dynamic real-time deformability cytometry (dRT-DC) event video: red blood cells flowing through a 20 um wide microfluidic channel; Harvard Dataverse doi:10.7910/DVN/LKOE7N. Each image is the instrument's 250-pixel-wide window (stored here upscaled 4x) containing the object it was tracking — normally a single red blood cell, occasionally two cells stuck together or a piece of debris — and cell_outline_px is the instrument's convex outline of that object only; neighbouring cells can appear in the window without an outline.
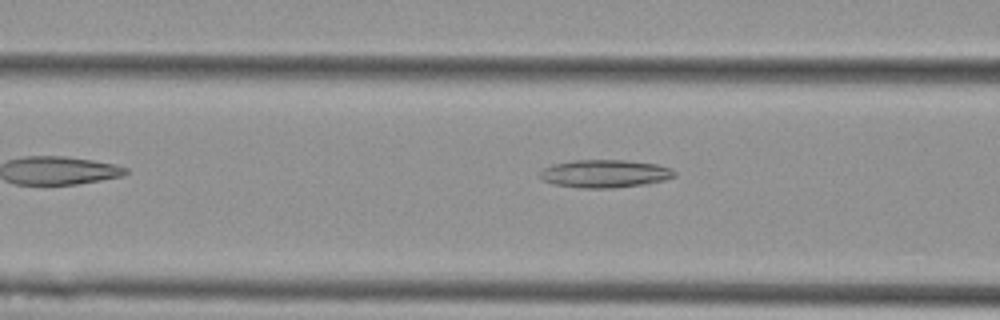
{"species": "Egyptian fruit bat (a non-hibernating species)", "species_latin": "Rousettus aegyptiacus", "temperature_condition": "cold", "stored_images_in_passage": 37, "camera_frame_rate_fps": 3000, "um_per_image_px": 0.085, "animal": {"sex": "female"}, "frame": {"image": 1, "passage_image": 4, "time_ms": 1.0, "image_size_px": [1000, 320], "cell_outline_px": [[676, 176], [664, 180], [648, 184], [612, 188], [580, 188], [552, 184], [544, 180], [540, 176], [540, 172], [544, 168], [552, 164], [572, 160], [624, 160], [656, 164], [672, 168], [676, 172]], "centroid_in_image_um": [51.43, 14.76], "position_along_channel_um": 115.2, "area_um2": 22.02}}
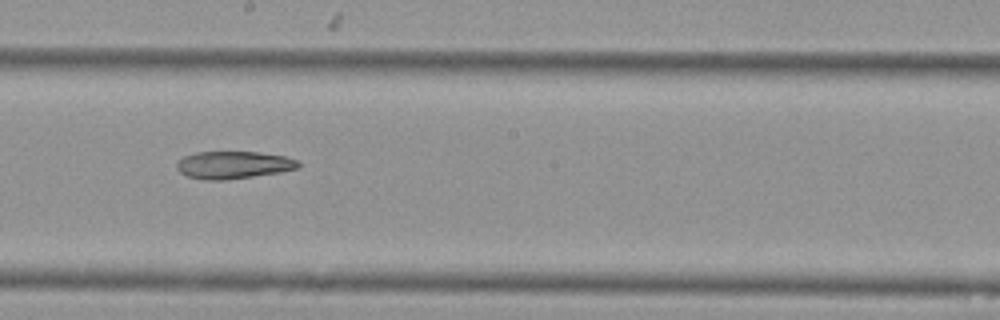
{"frame": {"image": 2, "passage_image": 13, "time_ms": 4.0, "image_size_px": [1000, 320], "cell_outline_px": [[300, 168], [280, 172], [224, 180], [204, 180], [188, 176], [180, 172], [176, 168], [176, 164], [184, 156], [196, 152], [260, 152], [284, 156], [300, 160]], "centroid_in_image_um": [19.87, 14.01], "position_along_channel_um": 228.3, "area_um2": 19.48}}
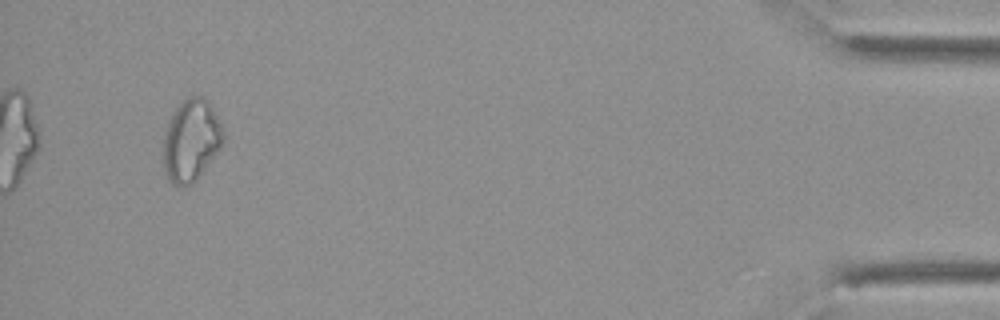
{"frame": {"image": 3, "passage_image": 34, "time_ms": 11.0, "image_size_px": [1000, 320], "cell_outline_px": [[224, 140], [220, 148], [200, 176], [192, 184], [184, 188], [176, 188], [168, 180], [164, 168], [164, 132], [168, 120], [176, 108], [192, 92], [204, 96], [212, 104], [220, 120], [224, 136]], "centroid_in_image_um": [16.25, 11.92], "position_along_channel_um": 418.9, "area_um2": 29.36}}